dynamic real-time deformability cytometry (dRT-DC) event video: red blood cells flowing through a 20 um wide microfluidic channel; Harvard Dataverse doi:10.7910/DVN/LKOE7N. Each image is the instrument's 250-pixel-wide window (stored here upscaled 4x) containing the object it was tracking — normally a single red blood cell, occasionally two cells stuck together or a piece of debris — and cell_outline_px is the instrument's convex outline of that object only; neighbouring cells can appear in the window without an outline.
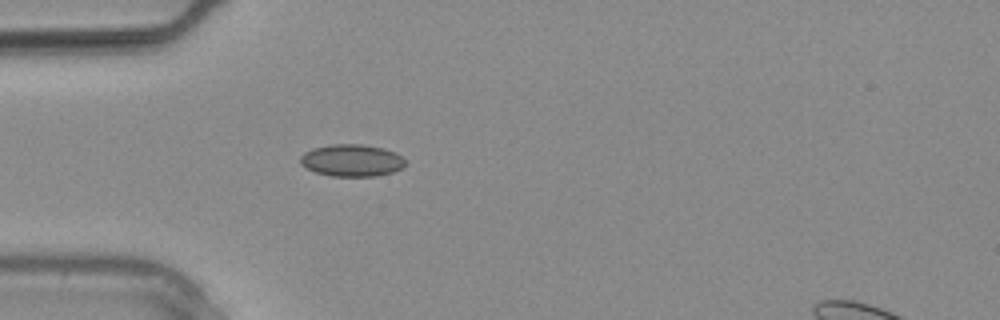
{"species": "common noctule bat (a hibernating species)", "species_latin": "Nyctalus noctula", "temperature_condition": "warm", "stored_images_in_passage": 1, "camera_frame_rate_fps": 3000, "um_per_image_px": 0.085, "animal": {"sex": "male", "body_mass_g": 20.4}, "frame": {"image": 1, "passage_image": 1, "time_ms": 0.0, "image_size_px": [1000, 320], "cell_outline_px": [[404, 168], [392, 172], [376, 176], [332, 176], [316, 172], [300, 164], [300, 156], [304, 152], [312, 148], [332, 144], [360, 144], [384, 148], [396, 152], [404, 160]], "centroid_in_image_um": [29.9, 13.63], "position_along_channel_um": 55.1, "area_um2": 19.65}}